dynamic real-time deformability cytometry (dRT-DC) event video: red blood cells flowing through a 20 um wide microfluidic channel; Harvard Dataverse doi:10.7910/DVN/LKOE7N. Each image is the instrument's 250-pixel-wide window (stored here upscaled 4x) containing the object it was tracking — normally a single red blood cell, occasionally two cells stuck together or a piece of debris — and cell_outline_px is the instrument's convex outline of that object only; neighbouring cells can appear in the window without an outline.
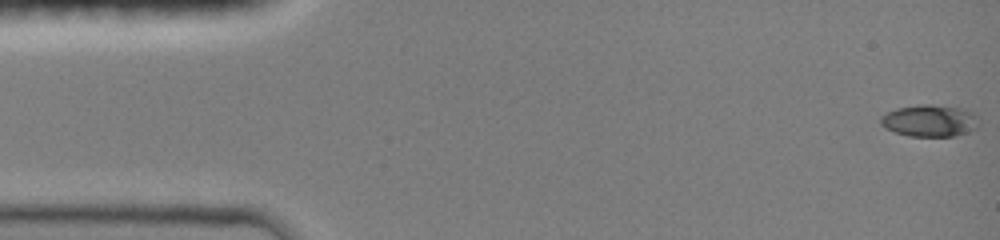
{"species": "common noctule bat (a hibernating species)", "species_latin": "Nyctalus noctula", "temperature_condition": "room temperature", "stored_images_in_passage": 48, "camera_frame_rate_fps": 3000, "um_per_image_px": 0.085, "animal": {"sex": "female", "body_mass_g": 19.0, "forearm_length_mm": 51.5}, "frame": {"image": 1, "passage_image": 1, "time_ms": 0.0, "image_size_px": [1000, 240], "cell_outline_px": [[976, 128], [968, 132], [956, 136], [908, 136], [884, 128], [880, 124], [880, 116], [896, 108], [920, 104], [928, 104], [964, 108], [976, 112]], "centroid_in_image_um": [79.01, 10.25], "position_along_channel_um": 6.0, "area_um2": 18.38}}
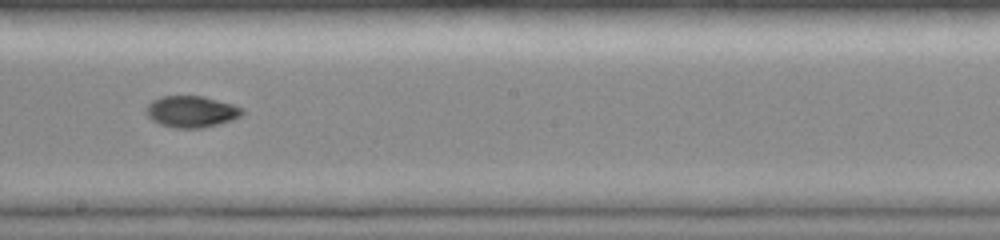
{"frame": {"image": 2, "passage_image": 27, "time_ms": 8.667, "image_size_px": [1000, 240], "cell_outline_px": [[244, 112], [240, 116], [232, 120], [204, 128], [176, 128], [160, 124], [152, 120], [148, 116], [148, 104], [152, 100], [160, 96], [204, 96], [232, 104], [244, 108]], "centroid_in_image_um": [16.3, 9.48], "position_along_channel_um": 231.9, "area_um2": 17.57}}
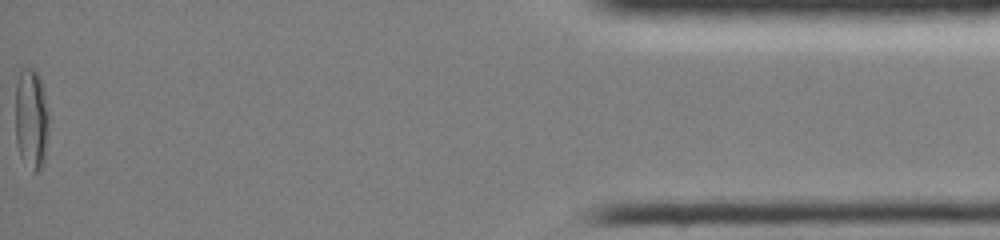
{"frame": {"image": 3, "passage_image": 48, "time_ms": 15.667, "image_size_px": [1000, 240], "cell_outline_px": [[48, 128], [44, 160], [40, 168], [36, 172], [32, 172], [20, 156], [16, 140], [16, 84], [20, 64], [36, 68], [40, 76], [44, 92], [48, 112]], "centroid_in_image_um": [2.65, 10.0], "position_along_channel_um": 432.6, "area_um2": 20.06}, "authors_computed_cell_mechanics": {"area_um2": 17.4267, "velocity_mm_per_s": 4.0603, "shape_relaxation_time_tau1_ms": null, "shape_relaxation_time_tau2_ms": 2.136, "deformation_change_tau1": null, "deformation_change_tau2": 0.0481}}